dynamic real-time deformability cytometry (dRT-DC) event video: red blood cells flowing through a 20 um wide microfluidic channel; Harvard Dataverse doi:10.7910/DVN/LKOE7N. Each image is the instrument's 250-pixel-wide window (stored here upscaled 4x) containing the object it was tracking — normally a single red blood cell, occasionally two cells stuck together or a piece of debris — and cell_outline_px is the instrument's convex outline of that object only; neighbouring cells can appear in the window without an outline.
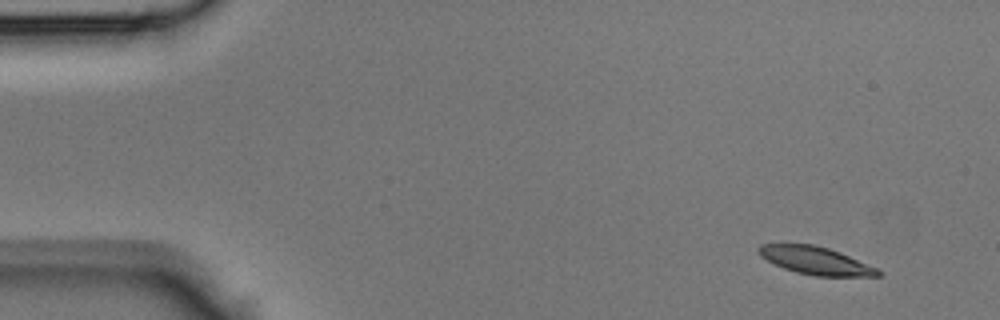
{"species": "Egyptian fruit bat (a non-hibernating species)", "species_latin": "Rousettus aegyptiacus", "temperature_condition": "room temperature", "stored_images_in_passage": 44, "camera_frame_rate_fps": 3000, "um_per_image_px": 0.085, "animal": {"sex": "male"}, "frame": {"image": 1, "passage_image": 3, "time_ms": 0.667, "image_size_px": [1000, 320], "cell_outline_px": [[884, 272], [880, 276], [816, 276], [796, 272], [784, 268], [760, 256], [756, 252], [756, 248], [760, 244], [812, 244], [828, 248], [840, 252], [880, 268]], "centroid_in_image_um": [69.38, 22.15], "position_along_channel_um": 15.6, "area_um2": 19.48}}
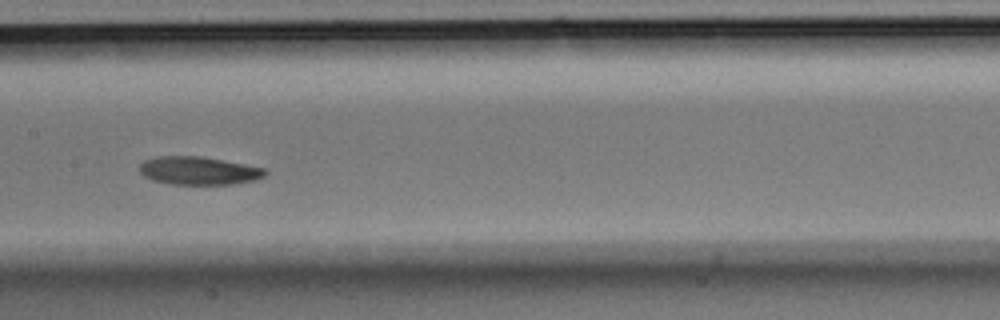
{"frame": {"image": 2, "passage_image": 22, "time_ms": 7.0, "image_size_px": [1000, 320], "cell_outline_px": [[268, 172], [264, 176], [256, 180], [232, 184], [172, 184], [152, 180], [144, 176], [140, 172], [140, 164], [144, 160], [156, 156], [200, 156], [244, 164], [264, 168]], "centroid_in_image_um": [16.88, 14.51], "position_along_channel_um": 190.5, "area_um2": 20.52}}
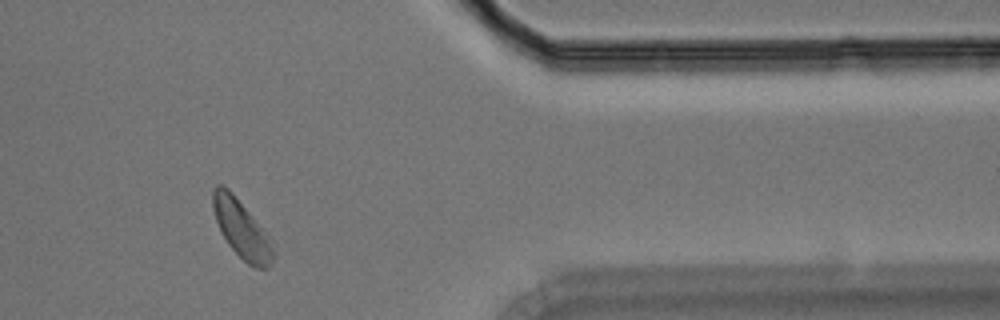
{"frame": {"image": 3, "passage_image": 37, "time_ms": 12.0, "image_size_px": [1000, 320], "cell_outline_px": [[276, 252], [272, 264], [268, 268], [256, 268], [248, 264], [228, 244], [220, 232], [212, 208], [212, 192], [216, 184], [220, 184], [228, 188], [232, 192], [252, 216], [264, 232]], "centroid_in_image_um": [20.51, 19.48], "position_along_channel_um": 390.9, "area_um2": 20.06}}